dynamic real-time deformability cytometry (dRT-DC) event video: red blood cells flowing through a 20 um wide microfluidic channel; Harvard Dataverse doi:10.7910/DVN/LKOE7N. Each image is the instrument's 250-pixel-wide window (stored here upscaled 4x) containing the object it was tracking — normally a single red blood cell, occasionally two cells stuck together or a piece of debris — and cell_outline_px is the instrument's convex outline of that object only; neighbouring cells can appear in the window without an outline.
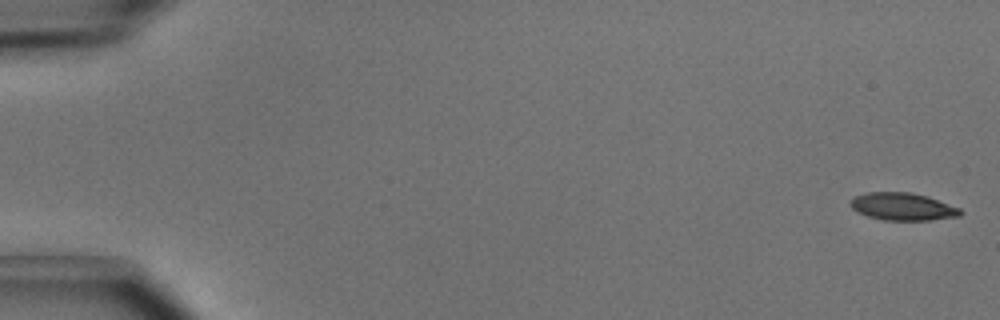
{"species": "common noctule bat (a hibernating species)", "species_latin": "Nyctalus noctula", "temperature_condition": "cold", "stored_images_in_passage": 50, "camera_frame_rate_fps": 3000, "um_per_image_px": 0.085, "animal": {"sex": "male", "body_mass_g": 15.6}, "frame": {"image": 1, "passage_image": 1, "time_ms": 0.0, "image_size_px": [1000, 320], "cell_outline_px": [[964, 212], [960, 216], [932, 220], [884, 220], [868, 216], [856, 212], [848, 204], [852, 196], [868, 192], [912, 192], [928, 196], [960, 208]], "centroid_in_image_um": [76.71, 17.55], "position_along_channel_um": 8.3, "area_um2": 17.92}}
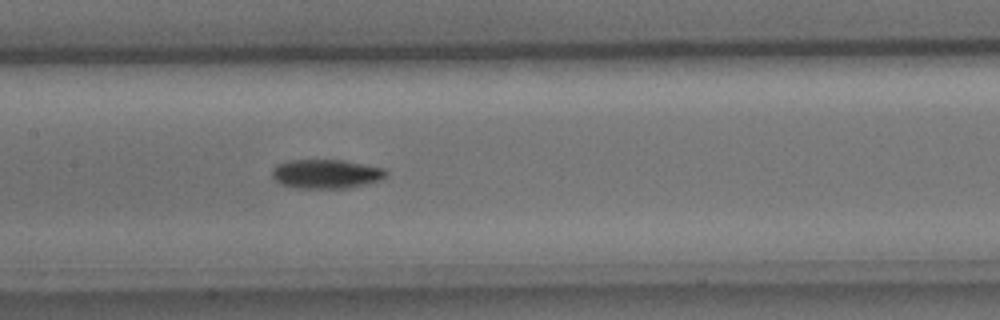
{"frame": {"image": 2, "passage_image": 25, "time_ms": 8.0, "image_size_px": [1000, 320], "cell_outline_px": [[388, 176], [380, 180], [348, 188], [296, 188], [280, 184], [272, 176], [272, 168], [276, 164], [288, 160], [344, 160], [384, 168], [388, 172]], "centroid_in_image_um": [27.71, 14.78], "position_along_channel_um": 179.7, "area_um2": 19.48}}
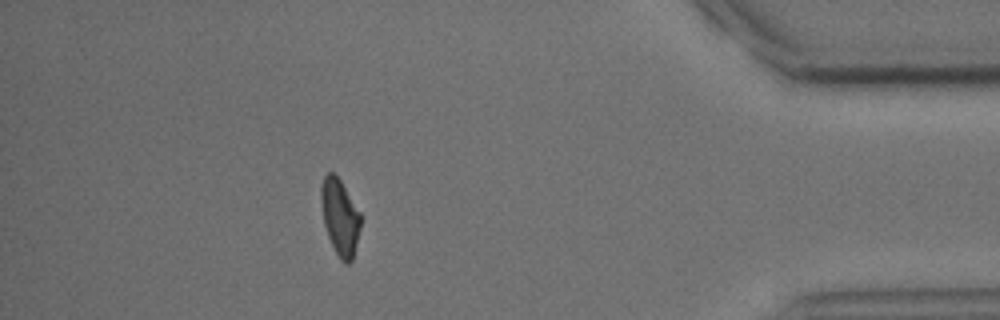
{"frame": {"image": 3, "passage_image": 45, "time_ms": 14.667, "image_size_px": [1000, 320], "cell_outline_px": [[360, 228], [352, 260], [348, 264], [344, 264], [340, 260], [328, 236], [324, 224], [320, 196], [320, 188], [324, 176], [328, 172], [332, 172], [340, 180], [360, 212]], "centroid_in_image_um": [28.88, 18.45], "position_along_channel_um": 406.3, "area_um2": 17.34}, "authors_computed_cell_mechanics": {"area_um2": 18.5538, "velocity_mm_per_s": 4.0224, "shape_relaxation_time_tau1_ms": 3.7317, "shape_relaxation_time_tau2_ms": null, "deformation_change_tau1": 0.1293, "deformation_change_tau2": null}}